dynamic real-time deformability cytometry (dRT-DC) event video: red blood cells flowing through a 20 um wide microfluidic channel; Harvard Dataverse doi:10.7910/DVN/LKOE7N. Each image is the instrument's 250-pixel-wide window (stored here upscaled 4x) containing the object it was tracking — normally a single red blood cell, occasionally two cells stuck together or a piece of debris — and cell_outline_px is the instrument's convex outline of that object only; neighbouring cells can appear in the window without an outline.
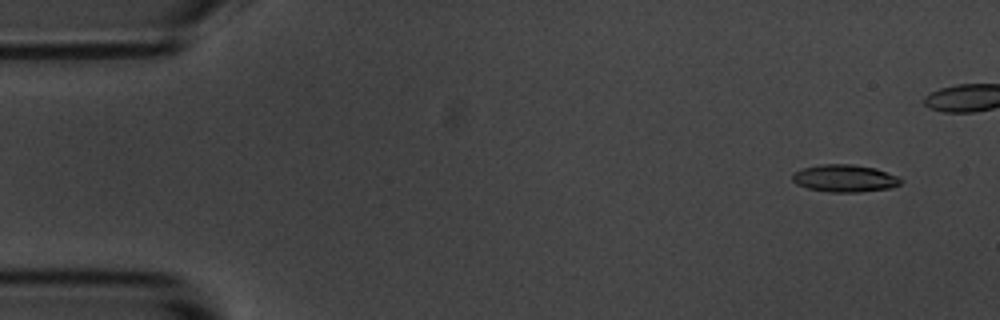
{"species": "common noctule bat (a hibernating species)", "species_latin": "Nyctalus noctula", "temperature_condition": "room temperature", "stored_images_in_passage": 46, "camera_frame_rate_fps": 3000, "um_per_image_px": 0.085, "animal": {"sex": "male", "body_mass_g": 20.1, "forearm_length_mm": 53.5}, "frame": {"image": 1, "passage_image": 4, "time_ms": 1.0, "image_size_px": [1000, 320], "cell_outline_px": [[904, 180], [900, 184], [892, 188], [860, 192], [828, 192], [808, 188], [796, 184], [792, 180], [792, 172], [800, 168], [820, 164], [852, 164], [876, 168], [896, 176]], "centroid_in_image_um": [71.77, 15.15], "position_along_channel_um": 13.2, "area_um2": 17.51}}
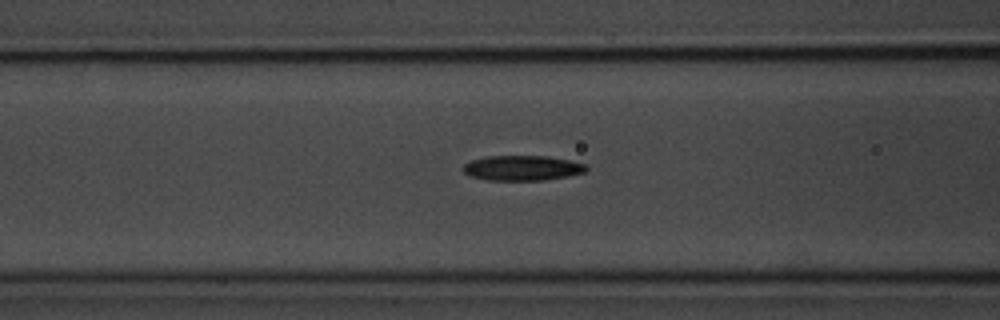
{"frame": {"image": 2, "passage_image": 22, "time_ms": 7.0, "image_size_px": [1000, 320], "cell_outline_px": [[588, 168], [584, 172], [568, 176], [544, 180], [488, 180], [468, 176], [460, 168], [464, 164], [472, 160], [484, 156], [548, 156], [588, 164]], "centroid_in_image_um": [44.36, 14.28], "position_along_channel_um": 122.2, "area_um2": 18.15}}
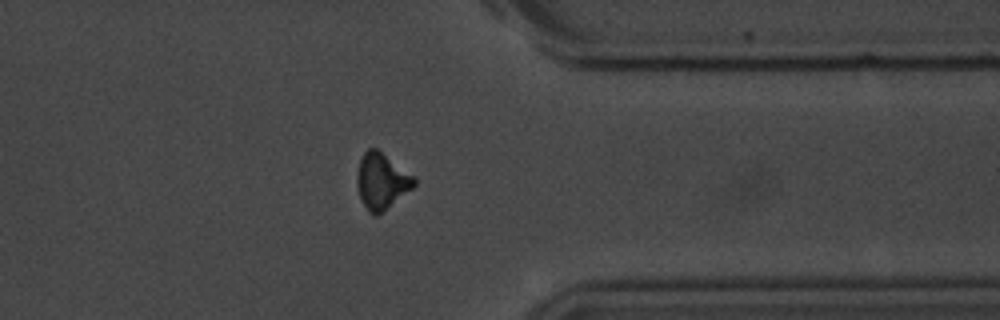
{"frame": {"image": 3, "passage_image": 44, "time_ms": 14.333, "image_size_px": [1000, 320], "cell_outline_px": [[416, 184], [412, 188], [376, 216], [372, 216], [368, 212], [360, 200], [356, 184], [356, 176], [360, 160], [364, 152], [368, 148], [376, 148], [416, 176]], "centroid_in_image_um": [32.42, 15.39], "position_along_channel_um": 379.0, "area_um2": 18.73}}